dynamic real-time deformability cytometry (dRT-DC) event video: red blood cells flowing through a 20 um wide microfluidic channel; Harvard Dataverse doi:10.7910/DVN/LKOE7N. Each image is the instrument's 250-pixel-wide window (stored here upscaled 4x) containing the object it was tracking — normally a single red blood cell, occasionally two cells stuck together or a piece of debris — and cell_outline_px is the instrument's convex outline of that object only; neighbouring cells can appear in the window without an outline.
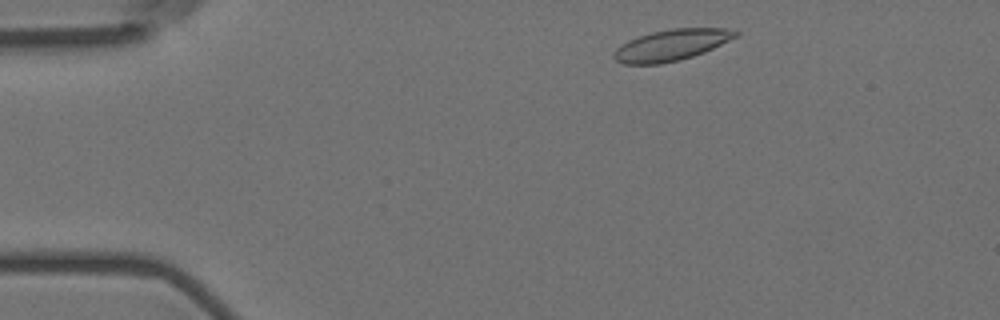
{"species": "Egyptian fruit bat (a non-hibernating species)", "species_latin": "Rousettus aegyptiacus", "temperature_condition": "room temperature", "stored_images_in_passage": 50, "camera_frame_rate_fps": 3000, "um_per_image_px": 0.085, "animal": {"sex": "female"}, "frame": {"image": 1, "passage_image": 3, "time_ms": 0.667, "image_size_px": [1000, 320], "cell_outline_px": [[740, 36], [704, 52], [680, 60], [660, 64], [624, 64], [616, 60], [612, 56], [612, 52], [620, 44], [628, 40], [652, 32], [672, 28], [736, 28], [740, 32]], "centroid_in_image_um": [57.11, 3.82], "position_along_channel_um": 27.9, "area_um2": 22.43}}
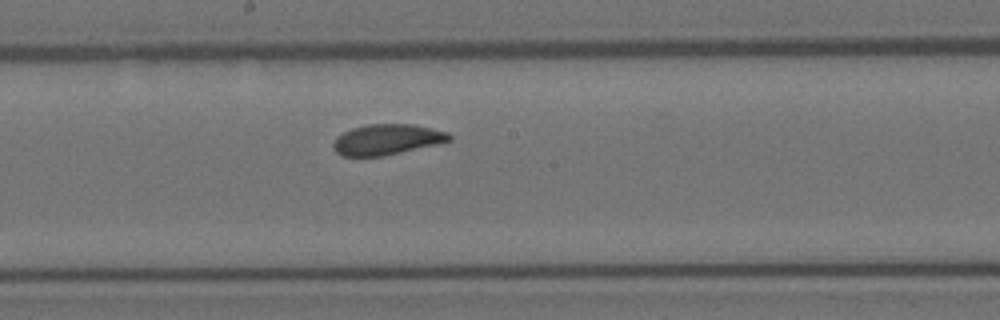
{"frame": {"image": 2, "passage_image": 24, "time_ms": 7.667, "image_size_px": [1000, 320], "cell_outline_px": [[452, 140], [436, 144], [384, 156], [340, 156], [332, 148], [332, 144], [344, 132], [352, 128], [368, 124], [412, 124], [432, 128], [448, 132], [452, 136]], "centroid_in_image_um": [32.9, 11.86], "position_along_channel_um": 215.3, "area_um2": 20.58}}
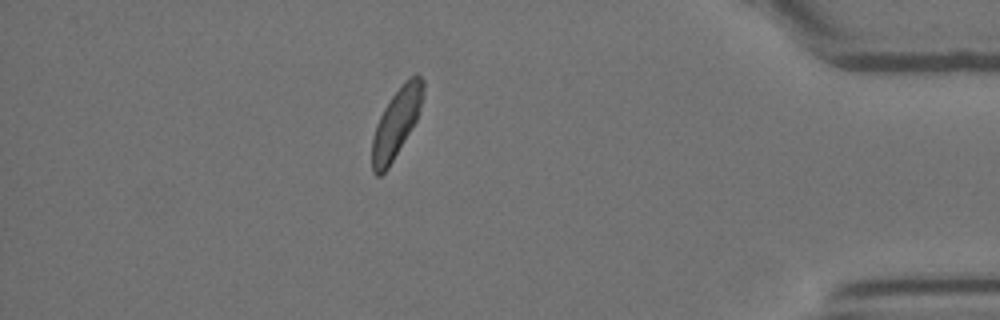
{"frame": {"image": 3, "passage_image": 43, "time_ms": 14.0, "image_size_px": [1000, 320], "cell_outline_px": [[424, 96], [416, 120], [388, 168], [380, 176], [376, 176], [372, 172], [372, 136], [376, 124], [384, 108], [392, 96], [416, 72], [424, 80]], "centroid_in_image_um": [33.68, 10.47], "position_along_channel_um": 401.5, "area_um2": 20.11}, "authors_computed_cell_mechanics": {"area_um2": 21.3282, "velocity_mm_per_s": 3.5795, "shape_relaxation_time_tau1_ms": 3.7462, "shape_relaxation_time_tau2_ms": 1.2683, "deformation_change_tau1": 0.0996, "deformation_change_tau2": 0.044}}